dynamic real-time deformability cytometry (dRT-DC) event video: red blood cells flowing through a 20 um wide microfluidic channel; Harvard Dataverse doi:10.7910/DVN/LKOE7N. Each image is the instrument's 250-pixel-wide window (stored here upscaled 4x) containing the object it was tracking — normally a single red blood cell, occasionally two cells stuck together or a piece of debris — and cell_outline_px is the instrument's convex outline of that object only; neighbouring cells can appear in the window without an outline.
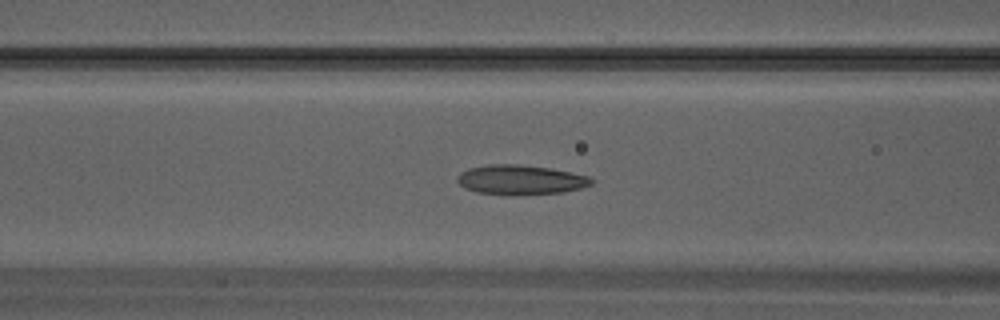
{"species": "Egyptian fruit bat (a non-hibernating species)", "species_latin": "Rousettus aegyptiacus", "temperature_condition": "warm", "stored_images_in_passage": 32, "camera_frame_rate_fps": 3000, "um_per_image_px": 0.085, "animal": {"sex": "male"}, "frame": {"image": 1, "passage_image": 13, "time_ms": 4.0, "image_size_px": [1000, 320], "cell_outline_px": [[596, 180], [592, 184], [580, 188], [564, 192], [512, 196], [508, 196], [476, 192], [464, 188], [456, 180], [456, 176], [460, 172], [468, 168], [488, 164], [516, 164], [548, 168], [588, 176]], "centroid_in_image_um": [44.2, 15.3], "position_along_channel_um": 122.4, "area_um2": 23.47}}
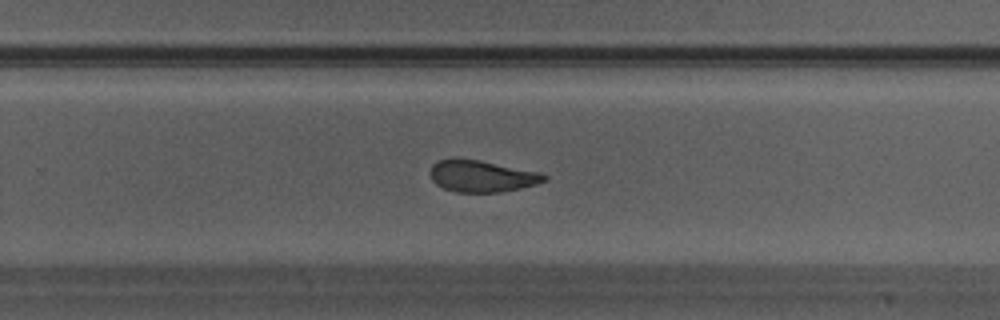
{"frame": {"image": 2, "passage_image": 21, "time_ms": 6.667, "image_size_px": [1000, 320], "cell_outline_px": [[548, 180], [536, 184], [520, 188], [500, 192], [456, 192], [444, 188], [436, 184], [432, 180], [428, 172], [432, 164], [436, 160], [480, 160], [540, 172], [548, 176]], "centroid_in_image_um": [40.96, 14.98], "position_along_channel_um": 288.8, "area_um2": 20.92}}
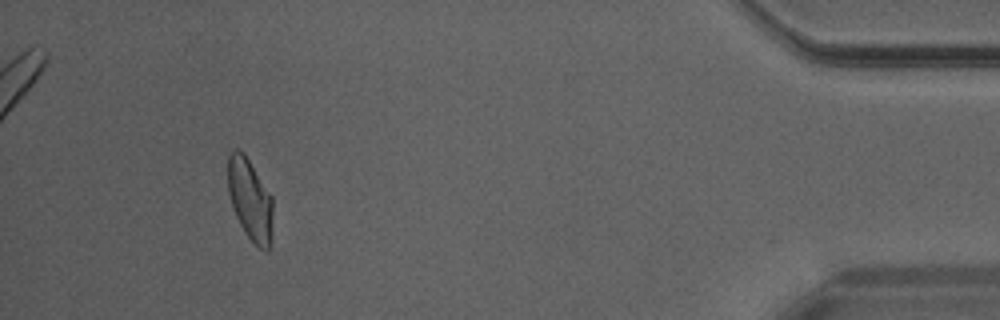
{"frame": {"image": 3, "passage_image": 30, "time_ms": 9.667, "image_size_px": [1000, 320], "cell_outline_px": [[272, 236], [268, 252], [260, 248], [244, 232], [232, 208], [228, 192], [228, 152], [236, 148], [240, 148], [244, 152], [272, 196]], "centroid_in_image_um": [21.25, 16.93], "position_along_channel_um": 414.0, "area_um2": 21.62}}